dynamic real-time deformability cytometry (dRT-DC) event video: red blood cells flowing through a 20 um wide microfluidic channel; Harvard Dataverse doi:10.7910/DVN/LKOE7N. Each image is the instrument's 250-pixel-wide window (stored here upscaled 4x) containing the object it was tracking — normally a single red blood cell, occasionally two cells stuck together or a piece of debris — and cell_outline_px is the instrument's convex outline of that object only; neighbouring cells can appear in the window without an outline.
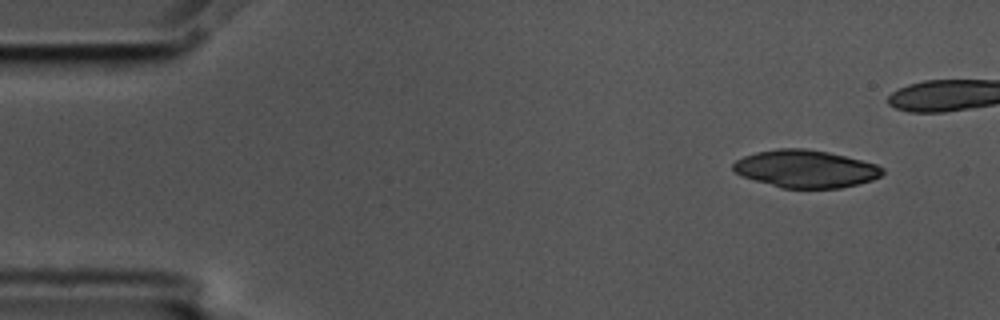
{"species": "common noctule bat (a hibernating species)", "species_latin": "Nyctalus noctula", "temperature_condition": "cold", "stored_images_in_passage": 4, "camera_frame_rate_fps": 3000, "um_per_image_px": 0.085, "animal": {"sex": "male", "body_mass_g": 17.5, "forearm_length_mm": 52.3}, "frame": {"image": 1, "passage_image": 1, "time_ms": 0.0, "image_size_px": [1000, 320], "cell_outline_px": [[884, 172], [880, 176], [872, 180], [840, 188], [780, 188], [740, 176], [732, 168], [732, 164], [736, 160], [744, 156], [756, 152], [776, 148], [804, 148], [828, 152], [876, 164], [884, 168]], "centroid_in_image_um": [68.44, 14.35], "position_along_channel_um": 16.6, "area_um2": 32.71}}